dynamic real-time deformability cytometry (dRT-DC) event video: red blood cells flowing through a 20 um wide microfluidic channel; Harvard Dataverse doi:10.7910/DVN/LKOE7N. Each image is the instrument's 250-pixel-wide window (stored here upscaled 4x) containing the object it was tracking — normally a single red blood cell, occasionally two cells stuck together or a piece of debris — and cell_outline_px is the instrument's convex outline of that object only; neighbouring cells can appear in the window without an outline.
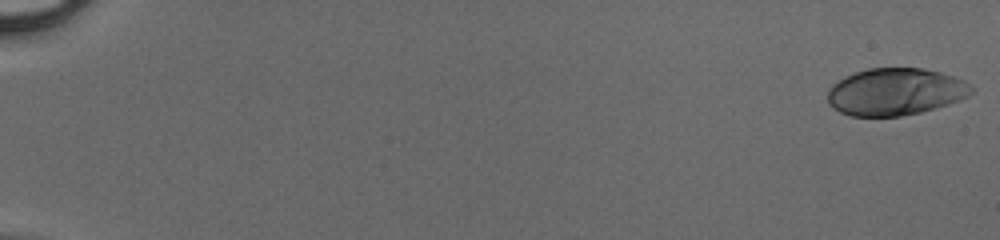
{"species": "human", "species_latin": "Homo sapiens", "temperature_condition": "cold", "stored_images_in_passage": 50, "camera_frame_rate_fps": 3000, "um_per_image_px": 0.085, "donor": {"sex": "male"}, "frame": {"image": 1, "passage_image": 1, "time_ms": 0.0, "image_size_px": [1000, 240], "cell_outline_px": [[976, 92], [960, 100], [936, 108], [920, 112], [900, 116], [852, 116], [840, 112], [832, 108], [828, 104], [828, 92], [832, 84], [844, 76], [868, 68], [924, 68], [940, 72], [964, 80], [972, 84]], "centroid_in_image_um": [76.13, 7.8], "position_along_channel_um": 8.9, "area_um2": 39.82}}
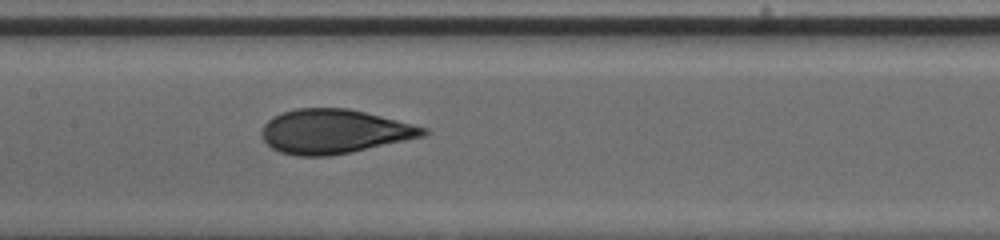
{"frame": {"image": 2, "passage_image": 27, "time_ms": 8.667, "image_size_px": [1000, 240], "cell_outline_px": [[428, 132], [424, 136], [352, 152], [328, 156], [296, 156], [280, 152], [272, 148], [264, 140], [260, 132], [264, 124], [272, 116], [296, 108], [348, 108], [428, 128]], "centroid_in_image_um": [28.37, 11.18], "position_along_channel_um": 179.0, "area_um2": 41.44}}
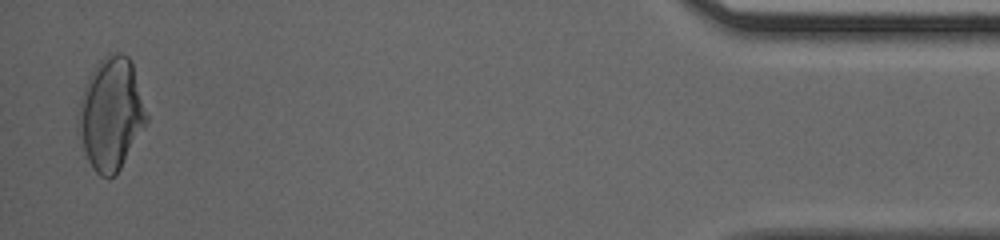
{"frame": {"image": 3, "passage_image": 49, "time_ms": 16.0, "image_size_px": [1000, 240], "cell_outline_px": [[148, 120], [144, 128], [116, 176], [100, 176], [92, 168], [88, 160], [76, 124], [80, 100], [84, 84], [96, 64], [108, 52], [120, 52], [128, 56], [132, 60], [148, 116]], "centroid_in_image_um": [9.44, 9.64], "position_along_channel_um": 425.8, "area_um2": 44.85}}